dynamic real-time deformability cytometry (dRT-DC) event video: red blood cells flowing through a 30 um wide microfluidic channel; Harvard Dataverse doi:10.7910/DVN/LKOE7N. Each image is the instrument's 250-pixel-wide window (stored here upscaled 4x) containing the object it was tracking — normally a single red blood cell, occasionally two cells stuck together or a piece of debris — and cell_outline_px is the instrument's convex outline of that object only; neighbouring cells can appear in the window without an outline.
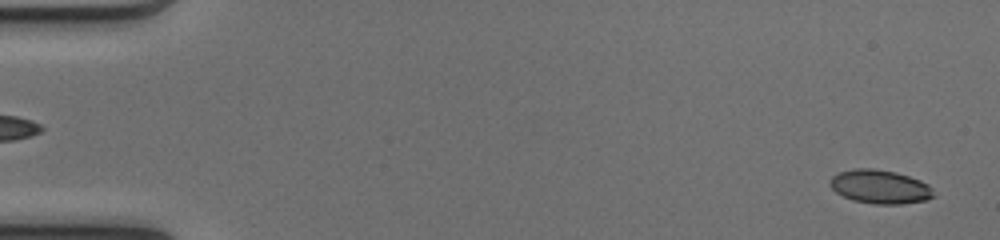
{"species": "common noctule bat (a hibernating species)", "species_latin": "Nyctalus noctula", "temperature_condition": "cold", "stored_images_in_passage": 50, "camera_frame_rate_fps": 3000, "um_per_image_px": 0.085, "animal": {"sex": "female", "body_mass_g": 17.0, "forearm_length_mm": 48.0}, "frame": {"image": 1, "passage_image": 2, "time_ms": 0.333, "image_size_px": [1000, 240], "cell_outline_px": [[936, 196], [928, 200], [900, 204], [876, 204], [852, 200], [836, 192], [828, 184], [832, 176], [840, 172], [856, 168], [872, 168], [896, 172], [920, 180], [928, 184], [932, 188]], "centroid_in_image_um": [74.82, 15.88], "position_along_channel_um": 10.2, "area_um2": 20.46}}
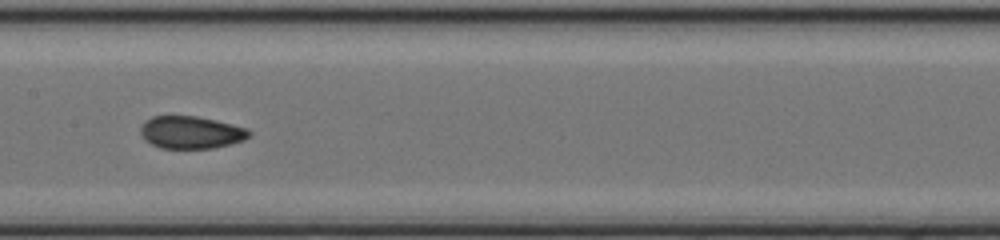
{"frame": {"image": 2, "passage_image": 26, "time_ms": 8.333, "image_size_px": [1000, 240], "cell_outline_px": [[252, 132], [244, 140], [232, 144], [212, 148], [160, 148], [144, 140], [140, 132], [140, 128], [144, 120], [152, 116], [196, 116], [216, 120], [248, 128]], "centroid_in_image_um": [16.23, 11.25], "position_along_channel_um": 191.2, "area_um2": 20.69}}
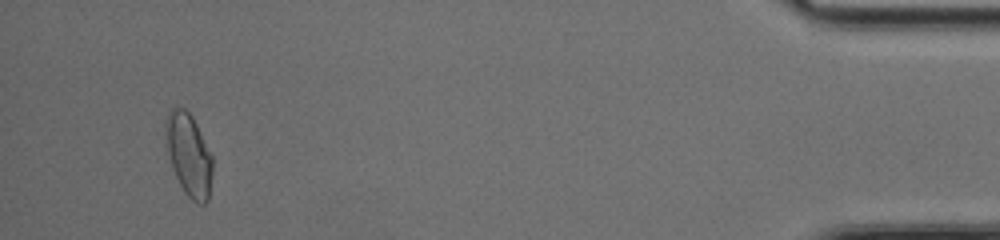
{"frame": {"image": 3, "passage_image": 48, "time_ms": 15.667, "image_size_px": [1000, 240], "cell_outline_px": [[212, 172], [208, 200], [204, 204], [200, 204], [192, 200], [184, 192], [176, 176], [168, 156], [164, 136], [164, 124], [168, 112], [176, 104], [184, 108], [192, 116], [212, 156]], "centroid_in_image_um": [16.01, 13.11], "position_along_channel_um": 419.2, "area_um2": 22.66}, "authors_computed_cell_mechanics": {"area_um2": 20.7791, "velocity_mm_per_s": 4.1269, "shape_relaxation_time_tau1_ms": null, "shape_relaxation_time_tau2_ms": 0.982, "deformation_change_tau1": null, "deformation_change_tau2": 0.0452}}